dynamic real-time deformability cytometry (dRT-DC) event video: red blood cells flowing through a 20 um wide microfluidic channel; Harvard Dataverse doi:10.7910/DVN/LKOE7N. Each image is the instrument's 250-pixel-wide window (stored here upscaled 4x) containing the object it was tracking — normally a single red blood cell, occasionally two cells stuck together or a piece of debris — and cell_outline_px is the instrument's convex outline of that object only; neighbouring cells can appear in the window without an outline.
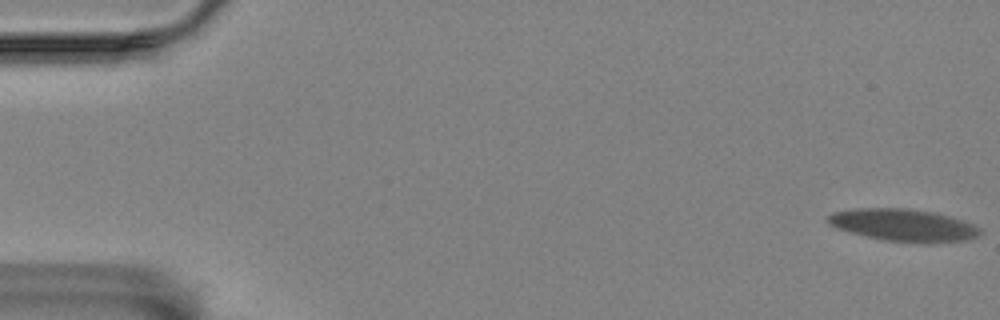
{"species": "Egyptian fruit bat (a non-hibernating species)", "species_latin": "Rousettus aegyptiacus", "temperature_condition": "room temperature", "stored_images_in_passage": 65, "camera_frame_rate_fps": 3000, "um_per_image_px": 0.085, "animal": {"sex": "female"}, "frame": {"image": 1, "passage_image": 1, "time_ms": 0.0, "image_size_px": [1000, 320], "cell_outline_px": [[980, 232], [976, 236], [968, 240], [884, 240], [852, 232], [828, 224], [828, 216], [832, 212], [856, 208], [908, 208], [932, 212], [948, 216], [972, 224], [980, 228]], "centroid_in_image_um": [76.72, 19.08], "position_along_channel_um": 8.3, "area_um2": 27.17}}
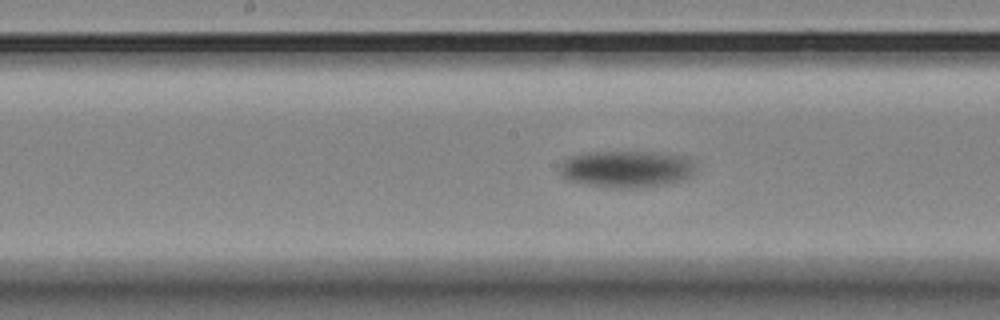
{"frame": {"image": 2, "passage_image": 33, "time_ms": 10.667, "image_size_px": [1000, 320], "cell_outline_px": [[696, 168], [692, 176], [668, 184], [636, 188], [616, 188], [588, 184], [568, 180], [560, 176], [560, 164], [564, 160], [572, 156], [588, 152], [652, 152], [688, 156], [696, 160]], "centroid_in_image_um": [53.32, 14.36], "position_along_channel_um": 194.9, "area_um2": 29.48}}
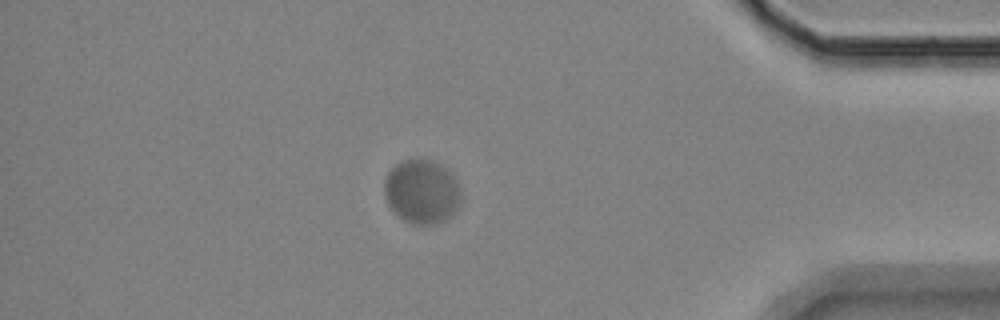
{"frame": {"image": 3, "passage_image": 56, "time_ms": 18.333, "image_size_px": [1000, 320], "cell_outline_px": [[460, 200], [456, 208], [444, 220], [436, 224], [416, 224], [404, 220], [388, 204], [384, 196], [384, 180], [388, 172], [396, 164], [404, 160], [432, 160], [448, 172], [456, 180], [460, 196]], "centroid_in_image_um": [35.81, 16.29], "position_along_channel_um": 399.4, "area_um2": 27.86}, "authors_computed_cell_mechanics": {"area_um2": 28.9, "velocity_mm_per_s": 3.1253, "shape_relaxation_time_tau1_ms": 5.6437, "shape_relaxation_time_tau2_ms": null, "deformation_change_tau1": 0.168, "deformation_change_tau2": null}}